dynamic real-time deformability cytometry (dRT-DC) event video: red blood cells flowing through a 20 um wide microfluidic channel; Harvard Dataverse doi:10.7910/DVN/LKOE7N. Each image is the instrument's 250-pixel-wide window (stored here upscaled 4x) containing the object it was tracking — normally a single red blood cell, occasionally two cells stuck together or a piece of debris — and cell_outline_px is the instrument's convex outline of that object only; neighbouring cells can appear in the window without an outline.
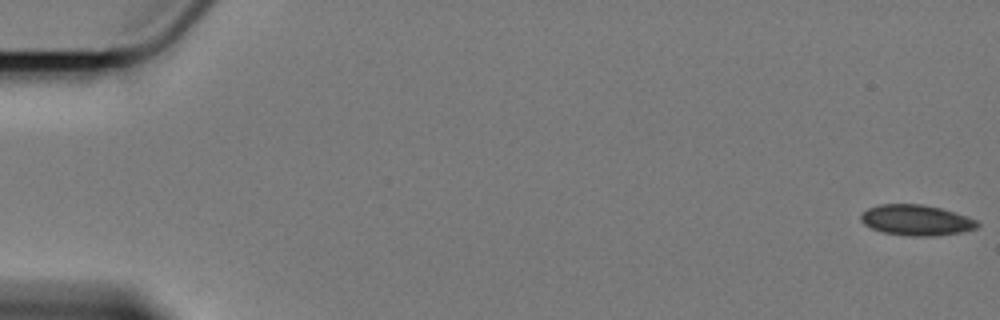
{"species": "Egyptian fruit bat (a non-hibernating species)", "species_latin": "Rousettus aegyptiacus", "temperature_condition": "cold", "stored_images_in_passage": 16, "camera_frame_rate_fps": 3000, "um_per_image_px": 0.085, "animal": {"sex": "female"}, "frame": {"image": 1, "passage_image": 1, "time_ms": 0.0, "image_size_px": [1000, 320], "cell_outline_px": [[980, 224], [976, 228], [960, 232], [936, 236], [908, 236], [884, 232], [872, 228], [864, 224], [860, 220], [860, 216], [868, 208], [880, 204], [920, 204], [940, 208], [976, 220]], "centroid_in_image_um": [77.85, 18.72], "position_along_channel_um": 7.1, "area_um2": 20.52}}
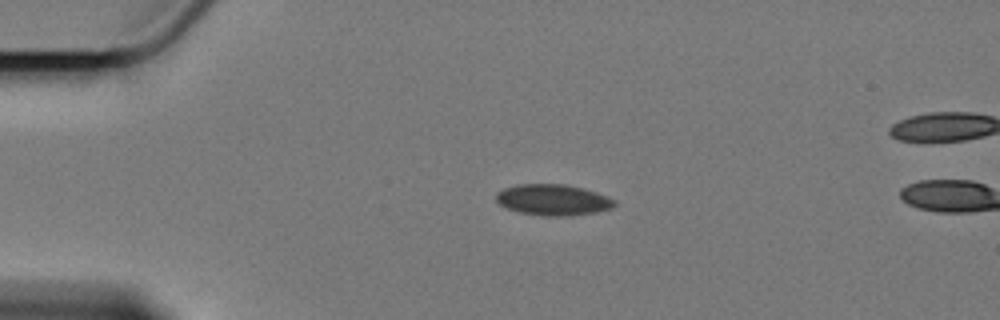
{"frame": {"image": 2, "passage_image": 14, "time_ms": 4.333, "image_size_px": [1000, 320], "cell_outline_px": [[616, 204], [612, 208], [596, 212], [568, 216], [544, 216], [520, 212], [508, 208], [500, 204], [496, 200], [496, 192], [504, 188], [516, 184], [564, 184], [596, 192], [608, 196], [616, 200]], "centroid_in_image_um": [47.01, 16.99], "position_along_channel_um": 38.0, "area_um2": 21.39}}